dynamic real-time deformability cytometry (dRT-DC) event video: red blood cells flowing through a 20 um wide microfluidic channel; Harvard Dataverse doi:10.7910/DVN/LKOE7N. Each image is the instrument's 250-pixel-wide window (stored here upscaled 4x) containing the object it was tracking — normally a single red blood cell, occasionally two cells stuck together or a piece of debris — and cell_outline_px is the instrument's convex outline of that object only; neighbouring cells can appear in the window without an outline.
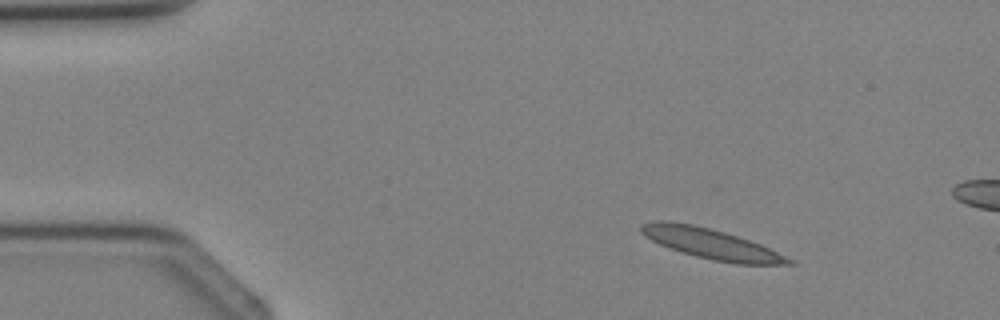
{"species": "Egyptian fruit bat (a non-hibernating species)", "species_latin": "Rousettus aegyptiacus", "temperature_condition": "cold", "stored_images_in_passage": 3, "camera_frame_rate_fps": 3000, "um_per_image_px": 0.085, "animal": {"sex": "female"}, "frame": {"image": 1, "passage_image": 1, "time_ms": 0.0, "image_size_px": [1000, 320], "cell_outline_px": [[796, 264], [736, 264], [712, 260], [696, 256], [668, 248], [644, 236], [640, 232], [640, 224], [656, 220], [668, 220], [692, 224], [724, 232], [760, 244], [796, 260]], "centroid_in_image_um": [60.43, 20.72], "position_along_channel_um": 24.6, "area_um2": 26.01}}